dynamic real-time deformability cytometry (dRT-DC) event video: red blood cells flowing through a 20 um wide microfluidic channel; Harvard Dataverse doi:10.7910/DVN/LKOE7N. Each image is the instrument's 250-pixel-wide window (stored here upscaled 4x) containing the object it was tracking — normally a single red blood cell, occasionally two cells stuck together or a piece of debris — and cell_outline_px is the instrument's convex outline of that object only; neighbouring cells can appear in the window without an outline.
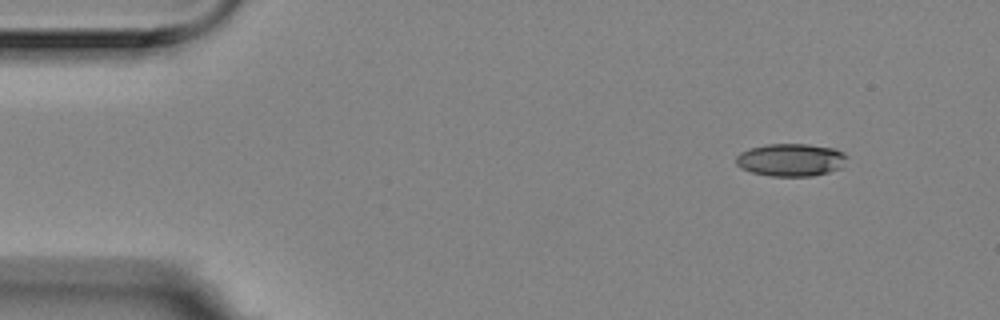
{"species": "Egyptian fruit bat (a non-hibernating species)", "species_latin": "Rousettus aegyptiacus", "temperature_condition": "room temperature", "stored_images_in_passage": 51, "camera_frame_rate_fps": 3000, "um_per_image_px": 0.085, "animal": {"sex": "female"}, "frame": {"image": 1, "passage_image": 1, "time_ms": 0.0, "image_size_px": [1000, 320], "cell_outline_px": [[848, 156], [840, 168], [828, 172], [812, 176], [772, 176], [752, 172], [740, 168], [736, 164], [736, 156], [740, 152], [748, 148], [768, 144], [808, 144], [836, 148], [844, 152]], "centroid_in_image_um": [67.22, 13.58], "position_along_channel_um": 17.8, "area_um2": 21.27}}
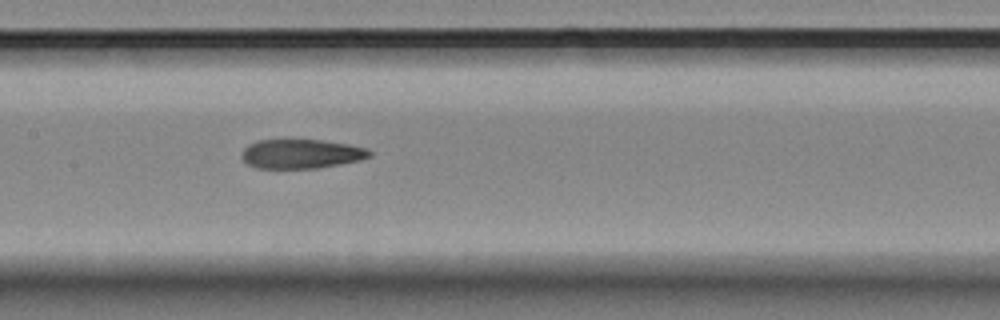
{"frame": {"image": 2, "passage_image": 22, "time_ms": 7.0, "image_size_px": [1000, 320], "cell_outline_px": [[372, 156], [360, 160], [340, 164], [316, 168], [256, 168], [248, 164], [244, 160], [244, 148], [248, 144], [260, 140], [320, 140], [348, 144], [368, 148], [372, 152]], "centroid_in_image_um": [25.66, 13.08], "position_along_channel_um": 181.7, "area_um2": 21.62}}
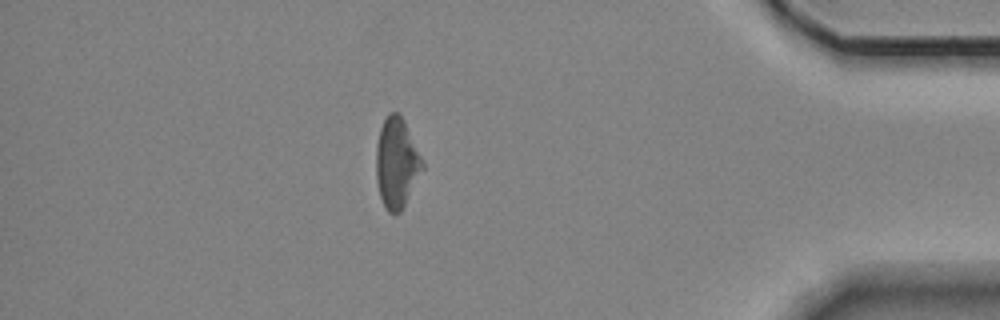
{"frame": {"image": 3, "passage_image": 44, "time_ms": 14.333, "image_size_px": [1000, 320], "cell_outline_px": [[424, 168], [400, 212], [388, 212], [380, 196], [376, 180], [376, 144], [380, 128], [388, 112], [396, 112], [404, 120], [424, 164]], "centroid_in_image_um": [33.7, 13.83], "position_along_channel_um": 401.5, "area_um2": 23.99}, "authors_computed_cell_mechanics": {"area_um2": 23.1778, "velocity_mm_per_s": 3.5488, "shape_relaxation_time_tau1_ms": null, "shape_relaxation_time_tau2_ms": 3.0196, "deformation_change_tau1": null, "deformation_change_tau2": 0.1218}}